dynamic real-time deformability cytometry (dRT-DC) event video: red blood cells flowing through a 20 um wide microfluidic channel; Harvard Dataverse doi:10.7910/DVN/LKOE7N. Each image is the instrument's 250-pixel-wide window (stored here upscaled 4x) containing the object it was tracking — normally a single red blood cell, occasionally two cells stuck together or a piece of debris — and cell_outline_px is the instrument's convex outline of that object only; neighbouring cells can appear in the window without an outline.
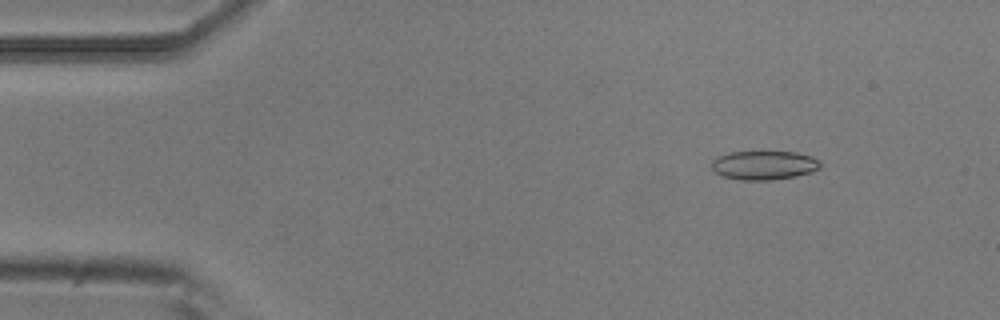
{"species": "common noctule bat (a hibernating species)", "species_latin": "Nyctalus noctula", "temperature_condition": "room temperature", "stored_images_in_passage": 9, "camera_frame_rate_fps": 3000, "um_per_image_px": 0.085, "animal": {"sex": "male", "body_mass_g": 20.5, "forearm_length_mm": 52.5}, "frame": {"image": 1, "passage_image": 2, "time_ms": 0.333, "image_size_px": [1000, 320], "cell_outline_px": [[820, 168], [812, 172], [796, 176], [772, 180], [740, 180], [724, 176], [716, 172], [712, 168], [712, 160], [716, 156], [732, 152], [796, 152], [812, 156], [820, 160]], "centroid_in_image_um": [64.96, 14.04], "position_along_channel_um": 20.0, "area_um2": 18.38}}
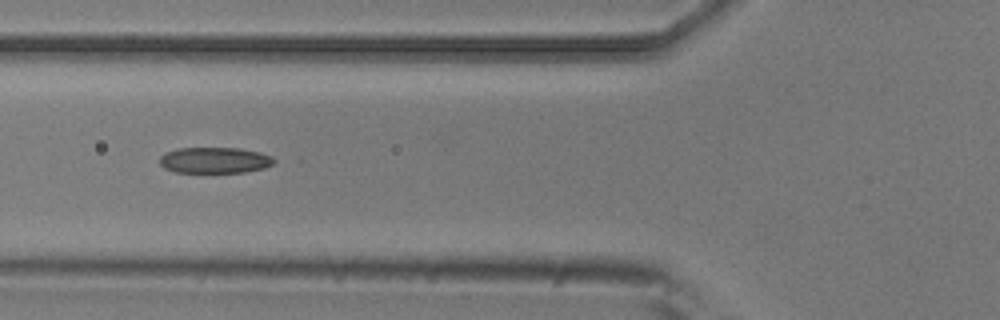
{"frame": {"image": 2, "passage_image": 6, "time_ms": 1.667, "image_size_px": [1000, 320], "cell_outline_px": [[276, 160], [272, 164], [264, 168], [244, 172], [176, 172], [164, 168], [160, 164], [160, 156], [164, 152], [176, 148], [240, 148], [260, 152], [272, 156]], "centroid_in_image_um": [18.24, 13.61], "position_along_channel_um": 107.6, "area_um2": 17.4}}
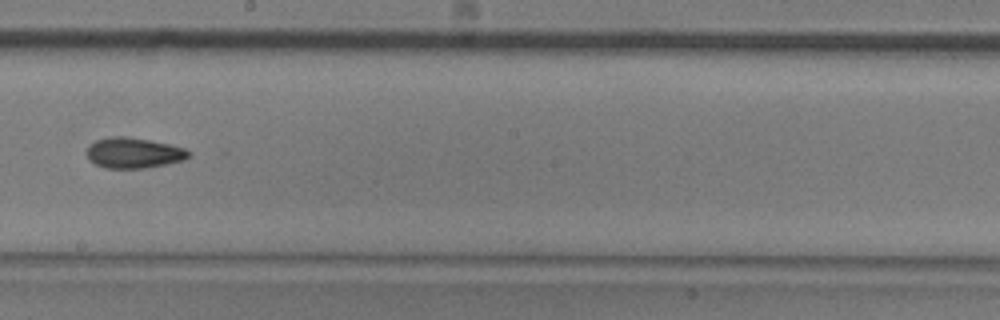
{"frame": {"image": 3, "passage_image": 9, "time_ms": 2.667, "image_size_px": [1000, 320], "cell_outline_px": [[192, 156], [184, 160], [144, 168], [104, 168], [88, 160], [88, 144], [96, 140], [108, 136], [124, 136], [148, 140], [168, 144], [184, 148], [192, 152]], "centroid_in_image_um": [11.36, 12.99], "position_along_channel_um": 236.8, "area_um2": 18.15}}